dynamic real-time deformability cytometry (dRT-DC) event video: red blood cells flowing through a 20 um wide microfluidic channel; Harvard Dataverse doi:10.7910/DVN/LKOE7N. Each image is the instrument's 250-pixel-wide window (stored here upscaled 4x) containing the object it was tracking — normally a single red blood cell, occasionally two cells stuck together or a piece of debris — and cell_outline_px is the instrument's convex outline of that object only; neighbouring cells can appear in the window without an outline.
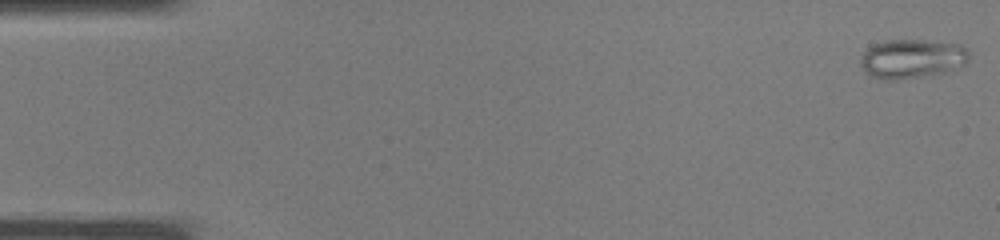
{"species": "common noctule bat (a hibernating species)", "species_latin": "Nyctalus noctula", "temperature_condition": "warm", "stored_images_in_passage": 36, "camera_frame_rate_fps": 3000, "um_per_image_px": 0.085, "animal": {"sex": "male", "body_mass_g": 19.0, "forearm_length_mm": 50.8}, "frame": {"image": 1, "passage_image": 1, "time_ms": 0.0, "image_size_px": [1000, 240], "cell_outline_px": [[968, 60], [964, 64], [944, 72], [896, 80], [884, 80], [872, 76], [864, 72], [860, 64], [860, 60], [864, 52], [868, 48], [884, 40], [924, 40], [960, 44], [968, 52]], "centroid_in_image_um": [77.48, 4.99], "position_along_channel_um": 7.5, "area_um2": 24.51}}
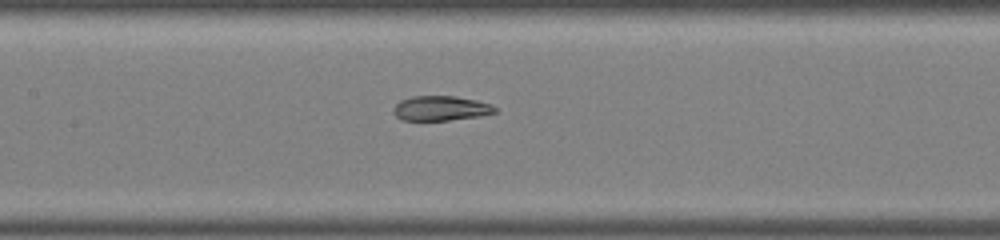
{"frame": {"image": 2, "passage_image": 18, "time_ms": 5.667, "image_size_px": [1000, 240], "cell_outline_px": [[500, 112], [480, 116], [448, 120], [400, 120], [392, 112], [392, 108], [400, 100], [412, 96], [456, 96], [476, 100], [492, 104]], "centroid_in_image_um": [37.47, 9.2], "position_along_channel_um": 169.9, "area_um2": 14.85}}
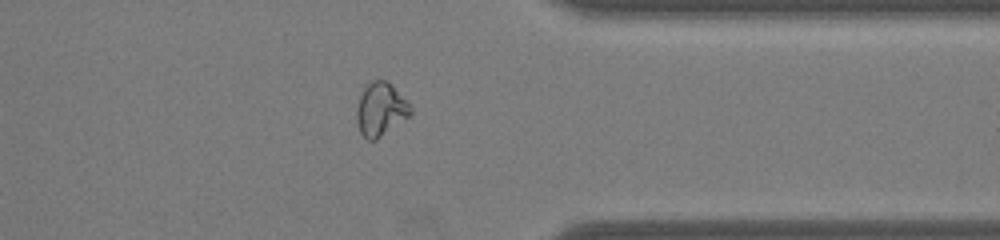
{"frame": {"image": 3, "passage_image": 30, "time_ms": 9.667, "image_size_px": [1000, 240], "cell_outline_px": [[412, 112], [408, 116], [376, 140], [368, 140], [360, 132], [356, 120], [356, 108], [360, 96], [364, 88], [372, 80], [388, 80], [392, 84], [412, 108]], "centroid_in_image_um": [32.33, 9.28], "position_along_channel_um": 379.1, "area_um2": 16.53}}